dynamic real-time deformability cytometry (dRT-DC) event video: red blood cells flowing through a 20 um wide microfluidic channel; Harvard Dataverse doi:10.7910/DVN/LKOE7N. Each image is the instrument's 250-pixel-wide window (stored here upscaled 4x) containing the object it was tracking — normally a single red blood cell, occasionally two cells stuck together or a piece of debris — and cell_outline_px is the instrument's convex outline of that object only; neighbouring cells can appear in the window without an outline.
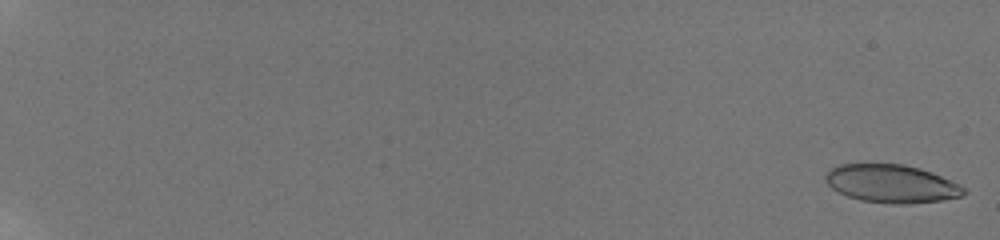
{"species": "human", "species_latin": "Homo sapiens", "temperature_condition": "room temperature", "stored_images_in_passage": 24, "camera_frame_rate_fps": 3000, "um_per_image_px": 0.085, "donor": {"sex": "male"}, "frame": {"image": 1, "passage_image": 2, "time_ms": 0.333, "image_size_px": [1000, 240], "cell_outline_px": [[968, 192], [960, 196], [940, 200], [908, 204], [892, 204], [860, 200], [848, 196], [832, 188], [824, 180], [824, 176], [832, 168], [840, 164], [904, 164], [920, 168], [932, 172], [960, 184]], "centroid_in_image_um": [75.79, 15.61], "position_along_channel_um": 9.2, "area_um2": 30.63}}
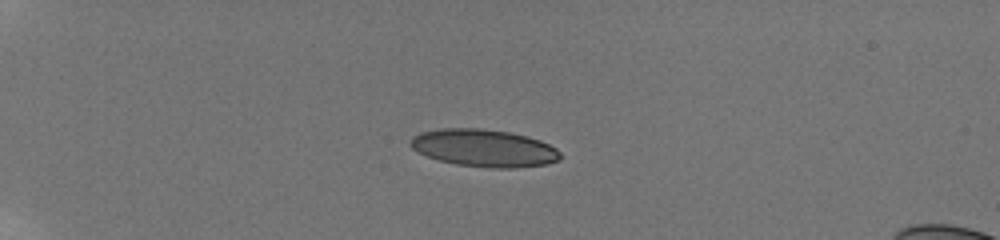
{"frame": {"image": 2, "passage_image": 15, "time_ms": 6.0, "image_size_px": [1000, 240], "cell_outline_px": [[564, 156], [560, 160], [548, 164], [512, 168], [492, 168], [456, 164], [440, 160], [416, 152], [408, 144], [408, 140], [412, 136], [420, 132], [440, 128], [480, 128], [508, 132], [528, 136], [540, 140], [556, 148]], "centroid_in_image_um": [41.13, 12.58], "position_along_channel_um": 43.9, "area_um2": 33.0}}